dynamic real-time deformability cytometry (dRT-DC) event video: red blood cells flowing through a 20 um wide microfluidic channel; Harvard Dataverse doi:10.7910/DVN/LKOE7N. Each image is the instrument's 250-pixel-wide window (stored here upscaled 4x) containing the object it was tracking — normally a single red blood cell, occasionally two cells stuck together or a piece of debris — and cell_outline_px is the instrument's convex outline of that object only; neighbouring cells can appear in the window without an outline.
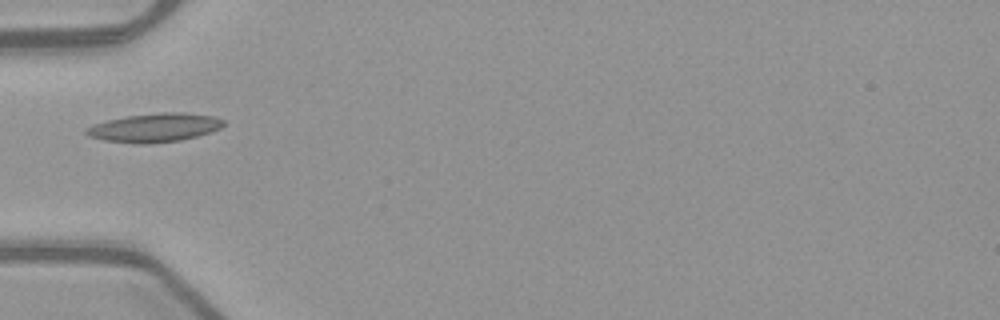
{"species": "common noctule bat (a hibernating species)", "species_latin": "Nyctalus noctula", "temperature_condition": "warm", "stored_images_in_passage": 35, "camera_frame_rate_fps": 3000, "um_per_image_px": 0.085, "animal": {"sex": "female", "body_mass_g": 21.9}, "frame": {"image": 1, "passage_image": 1, "time_ms": 0.0, "image_size_px": [1000, 320], "cell_outline_px": [[224, 124], [220, 128], [196, 136], [180, 140], [148, 144], [136, 144], [104, 140], [88, 136], [84, 132], [84, 128], [108, 120], [128, 116], [160, 112], [184, 112], [212, 116], [224, 120]], "centroid_in_image_um": [13.11, 10.85], "position_along_channel_um": 71.9, "area_um2": 22.83}}
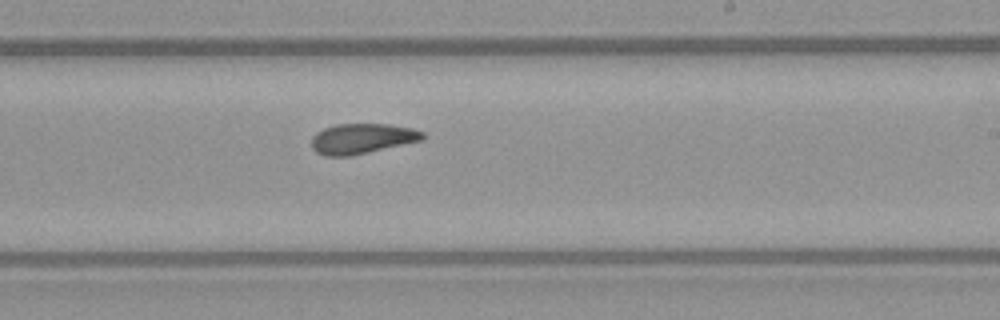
{"frame": {"image": 2, "passage_image": 15, "time_ms": 4.667, "image_size_px": [1000, 320], "cell_outline_px": [[424, 136], [420, 140], [352, 156], [324, 156], [316, 152], [312, 148], [312, 136], [316, 132], [324, 128], [336, 124], [388, 124], [412, 128], [424, 132]], "centroid_in_image_um": [30.72, 11.78], "position_along_channel_um": 258.3, "area_um2": 19.48}}
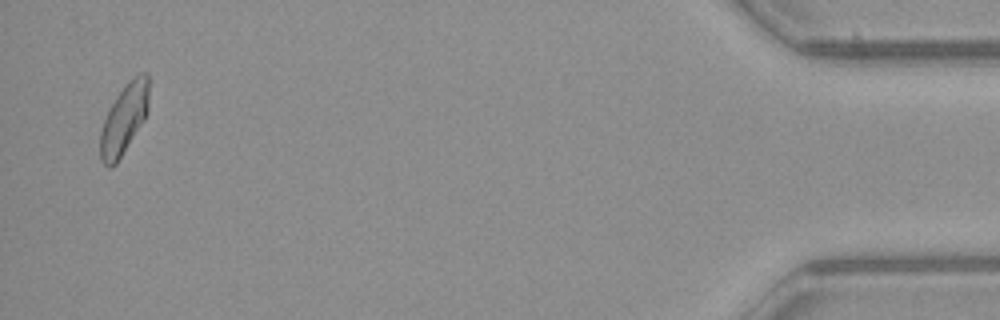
{"frame": {"image": 3, "passage_image": 34, "time_ms": 11.0, "image_size_px": [1000, 320], "cell_outline_px": [[148, 108], [144, 120], [116, 164], [112, 168], [108, 168], [100, 160], [100, 132], [104, 120], [116, 96], [124, 84], [132, 76], [140, 72], [148, 72]], "centroid_in_image_um": [10.54, 10.1], "position_along_channel_um": 424.7, "area_um2": 19.88}, "authors_computed_cell_mechanics": {"area_um2": 19.7098, "velocity_mm_per_s": 3.9695, "shape_relaxation_time_tau1_ms": 5.0826, "shape_relaxation_time_tau2_ms": 4.0714, "deformation_change_tau1": 0.1558, "deformation_change_tau2": 0.122}}